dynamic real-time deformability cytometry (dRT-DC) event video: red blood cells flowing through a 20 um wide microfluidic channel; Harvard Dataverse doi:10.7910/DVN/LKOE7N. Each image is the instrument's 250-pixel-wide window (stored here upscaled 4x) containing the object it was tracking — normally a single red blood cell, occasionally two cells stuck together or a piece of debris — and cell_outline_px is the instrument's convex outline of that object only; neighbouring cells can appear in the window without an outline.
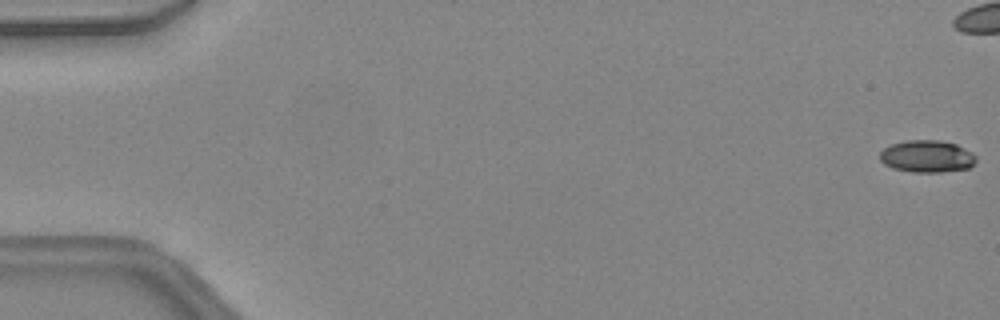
{"species": "common noctule bat (a hibernating species)", "species_latin": "Nyctalus noctula", "temperature_condition": "warm", "stored_images_in_passage": 15, "camera_frame_rate_fps": 3000, "um_per_image_px": 0.085, "animal": {"sex": "female", "body_mass_g": 24.6, "forearm_length_mm": 56.2}, "frame": {"image": 1, "passage_image": 1, "time_ms": 0.0, "image_size_px": [1000, 320], "cell_outline_px": [[976, 160], [968, 168], [940, 172], [912, 172], [892, 168], [884, 164], [880, 160], [880, 152], [884, 148], [892, 144], [908, 140], [940, 140], [956, 144], [972, 152], [976, 156]], "centroid_in_image_um": [78.78, 13.29], "position_along_channel_um": 6.2, "area_um2": 17.98}}